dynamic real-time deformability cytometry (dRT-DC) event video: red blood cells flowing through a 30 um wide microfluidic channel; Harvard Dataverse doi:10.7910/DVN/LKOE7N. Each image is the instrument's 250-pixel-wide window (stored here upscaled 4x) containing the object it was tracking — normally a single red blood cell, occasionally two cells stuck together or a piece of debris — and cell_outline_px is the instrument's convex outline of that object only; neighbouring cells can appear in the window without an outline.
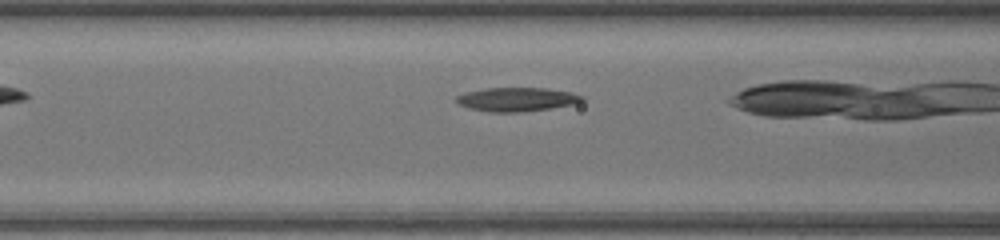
{"species": "common noctule bat (a hibernating species)", "species_latin": "Nyctalus noctula", "temperature_condition": "warm", "stored_images_in_passage": 21, "camera_frame_rate_fps": 3000, "um_per_image_px": 0.085, "animal": {"sex": "female", "body_mass_g": 17.0, "forearm_length_mm": 48.0}, "frame": {"image": 1, "passage_image": 4, "time_ms": 1.0, "image_size_px": [1000, 240], "cell_outline_px": [[584, 100], [572, 104], [552, 108], [524, 112], [488, 112], [468, 108], [456, 104], [456, 96], [464, 92], [484, 88], [544, 88], [572, 92], [584, 96]], "centroid_in_image_um": [43.88, 8.45], "position_along_channel_um": 122.7, "area_um2": 17.69}}
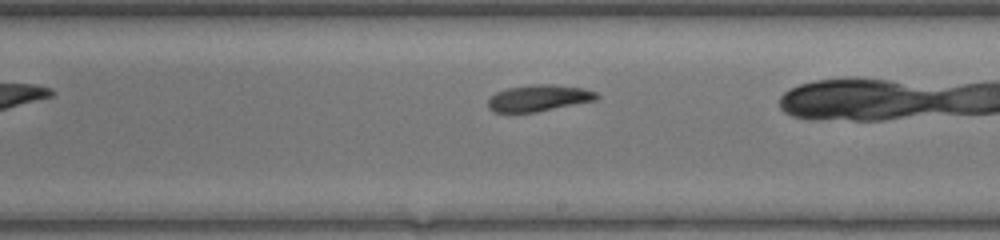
{"frame": {"image": 2, "passage_image": 12, "time_ms": 3.667, "image_size_px": [1000, 240], "cell_outline_px": [[600, 96], [596, 100], [536, 112], [492, 112], [488, 108], [488, 100], [496, 92], [508, 88], [540, 84], [552, 84], [584, 88], [596, 92]], "centroid_in_image_um": [45.81, 8.34], "position_along_channel_um": 243.2, "area_um2": 16.65}}
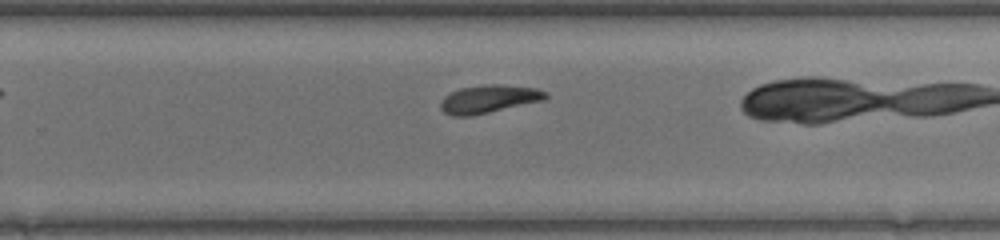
{"frame": {"image": 3, "passage_image": 15, "time_ms": 4.667, "image_size_px": [1000, 240], "cell_outline_px": [[548, 100], [472, 116], [452, 116], [444, 112], [440, 108], [440, 100], [444, 96], [460, 88], [492, 84], [500, 84], [536, 88], [548, 92]], "centroid_in_image_um": [41.6, 8.43], "position_along_channel_um": 288.2, "area_um2": 17.46}}